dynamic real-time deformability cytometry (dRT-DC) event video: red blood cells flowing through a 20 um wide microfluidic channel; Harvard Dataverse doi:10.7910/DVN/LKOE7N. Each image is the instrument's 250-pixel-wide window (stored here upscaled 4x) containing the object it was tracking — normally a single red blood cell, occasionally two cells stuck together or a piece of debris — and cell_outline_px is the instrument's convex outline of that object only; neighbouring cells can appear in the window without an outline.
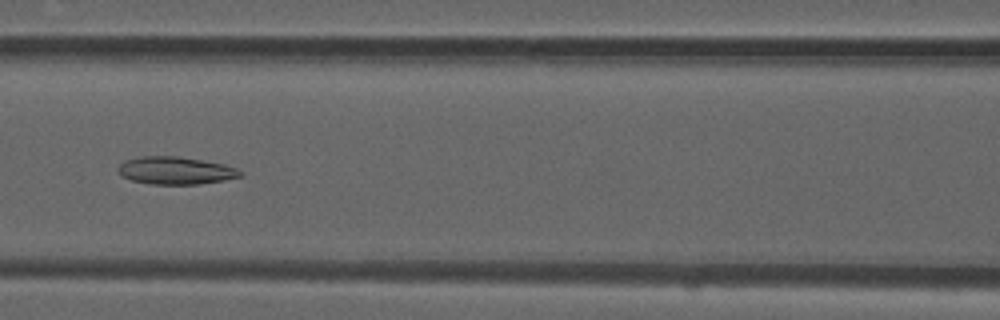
{"species": "common noctule bat (a hibernating species)", "species_latin": "Nyctalus noctula", "temperature_condition": "room temperature", "stored_images_in_passage": 52, "camera_frame_rate_fps": 3000, "um_per_image_px": 0.085, "animal": {"sex": "male", "forearm_length_mm": 52.5}, "frame": {"image": 1, "passage_image": 23, "time_ms": 7.333, "image_size_px": [1000, 320], "cell_outline_px": [[244, 176], [224, 180], [200, 184], [152, 184], [132, 180], [120, 176], [116, 172], [116, 168], [124, 160], [140, 156], [176, 156], [224, 164], [236, 168], [244, 172]], "centroid_in_image_um": [14.9, 14.5], "position_along_channel_um": 151.7, "area_um2": 19.83}}
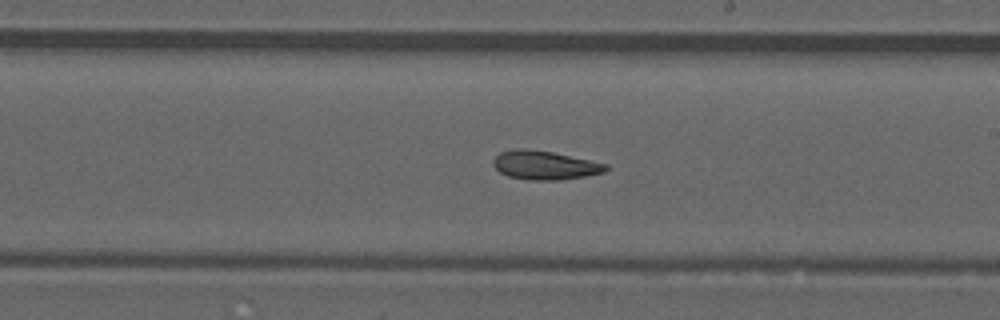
{"frame": {"image": 2, "passage_image": 30, "time_ms": 9.667, "image_size_px": [1000, 320], "cell_outline_px": [[608, 168], [604, 172], [584, 176], [560, 180], [528, 180], [508, 176], [500, 172], [492, 164], [492, 160], [500, 152], [516, 148], [524, 148], [552, 152], [608, 164]], "centroid_in_image_um": [46.27, 14.04], "position_along_channel_um": 242.7, "area_um2": 18.84}}
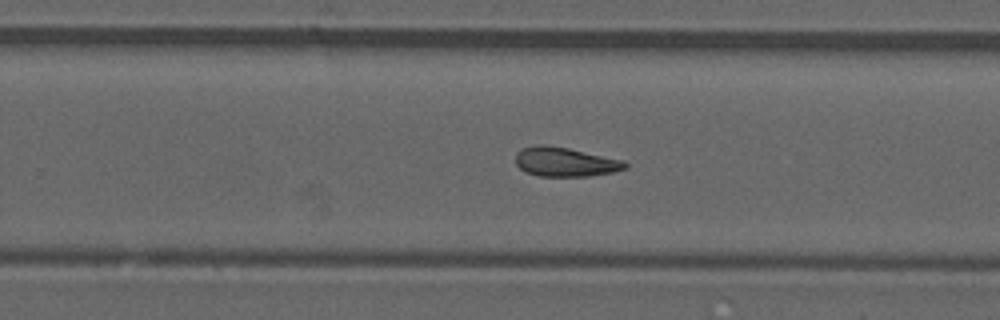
{"frame": {"image": 3, "passage_image": 33, "time_ms": 10.667, "image_size_px": [1000, 320], "cell_outline_px": [[628, 168], [612, 172], [588, 176], [540, 176], [528, 172], [520, 168], [516, 164], [516, 152], [520, 148], [536, 144], [544, 144], [568, 148], [624, 160], [628, 164]], "centroid_in_image_um": [48.03, 13.75], "position_along_channel_um": 281.8, "area_um2": 18.73}, "authors_computed_cell_mechanics": {"area_um2": 18.9584, "velocity_mm_per_s": 3.93, "shape_relaxation_time_tau1_ms": null, "shape_relaxation_time_tau2_ms": 7.8699, "deformation_change_tau1": null, "deformation_change_tau2": 0.1873}}